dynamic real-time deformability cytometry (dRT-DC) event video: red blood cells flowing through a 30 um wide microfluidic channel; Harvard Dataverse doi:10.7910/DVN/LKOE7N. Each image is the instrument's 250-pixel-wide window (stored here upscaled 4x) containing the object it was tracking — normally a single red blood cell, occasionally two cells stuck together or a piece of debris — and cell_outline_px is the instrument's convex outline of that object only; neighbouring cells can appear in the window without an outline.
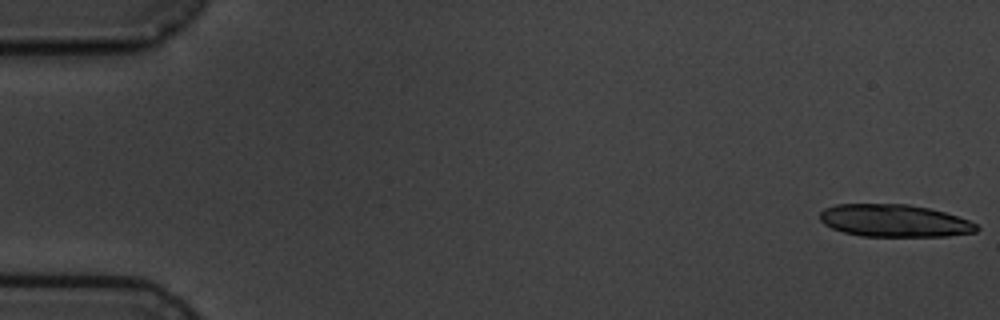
{"species": "common noctule bat (a hibernating species)", "species_latin": "Nyctalus noctula", "temperature_condition": "cold", "stored_images_in_passage": 15, "camera_frame_rate_fps": 3000, "um_per_image_px": 0.085, "animal": {"sex": "male", "body_mass_g": 19.5, "forearm_length_mm": 54.6}, "frame": {"image": 1, "passage_image": 1, "time_ms": 0.0, "image_size_px": [1000, 320], "cell_outline_px": [[980, 228], [976, 232], [948, 236], [860, 236], [844, 232], [832, 228], [824, 224], [820, 220], [820, 212], [824, 208], [836, 204], [908, 204], [928, 208], [944, 212], [968, 220], [976, 224]], "centroid_in_image_um": [76.0, 18.76], "position_along_channel_um": 9.0, "area_um2": 29.59}}
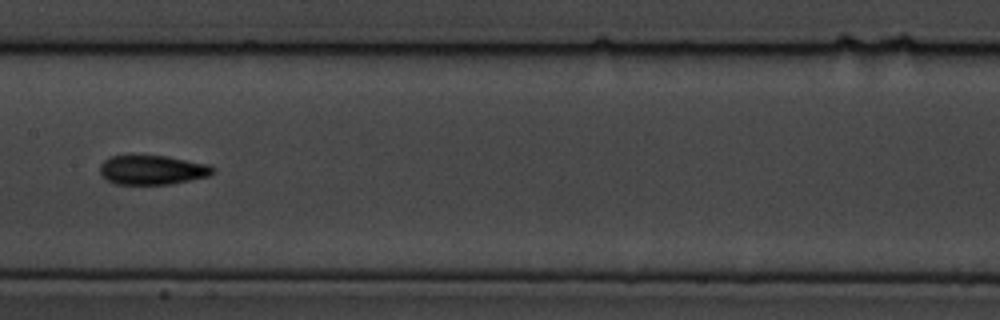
{"frame": {"image": 2, "passage_image": 8, "time_ms": 9.333, "image_size_px": [1000, 320], "cell_outline_px": [[216, 172], [208, 176], [172, 184], [116, 184], [108, 180], [100, 172], [100, 164], [104, 160], [112, 156], [164, 156], [208, 164], [216, 168]], "centroid_in_image_um": [12.98, 14.45], "position_along_channel_um": 194.4, "area_um2": 19.13}}
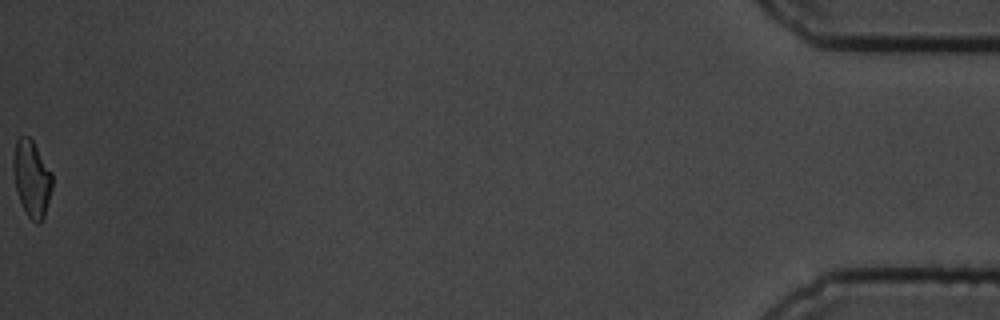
{"frame": {"image": 3, "passage_image": 15, "time_ms": 18.667, "image_size_px": [1000, 320], "cell_outline_px": [[52, 188], [44, 216], [40, 224], [36, 224], [28, 216], [20, 200], [16, 188], [12, 168], [12, 160], [16, 140], [20, 136], [28, 136], [32, 140], [52, 172]], "centroid_in_image_um": [2.69, 15.16], "position_along_channel_um": 432.5, "area_um2": 17.28}, "authors_computed_cell_mechanics": {"area_um2": 18.9006, "velocity_mm_per_s": 3.5838, "shape_relaxation_time_tau1_ms": 2.9764, "shape_relaxation_time_tau2_ms": 2.4669, "deformation_change_tau1": 0.1175, "deformation_change_tau2": 0.0886}}